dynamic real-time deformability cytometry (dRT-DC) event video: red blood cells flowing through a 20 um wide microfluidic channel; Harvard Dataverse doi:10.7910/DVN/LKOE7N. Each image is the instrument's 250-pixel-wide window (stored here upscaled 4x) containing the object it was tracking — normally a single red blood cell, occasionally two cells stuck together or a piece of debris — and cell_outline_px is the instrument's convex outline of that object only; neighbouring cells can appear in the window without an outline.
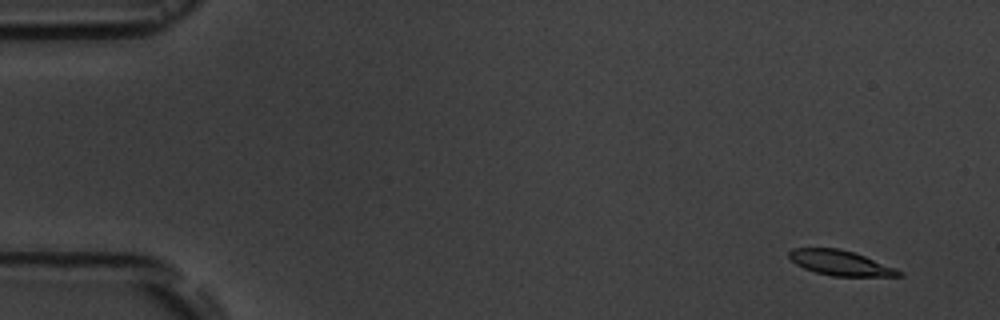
{"species": "common noctule bat (a hibernating species)", "species_latin": "Nyctalus noctula", "temperature_condition": "room temperature", "stored_images_in_passage": 7, "camera_frame_rate_fps": 3000, "um_per_image_px": 0.085, "animal": {"sex": "male", "body_mass_g": 19.5, "forearm_length_mm": 54.6}, "frame": {"image": 1, "passage_image": 1, "time_ms": 0.0, "image_size_px": [1000, 320], "cell_outline_px": [[904, 276], [832, 276], [816, 272], [804, 268], [796, 264], [788, 256], [788, 252], [792, 248], [836, 248], [852, 252], [864, 256], [896, 268], [904, 272]], "centroid_in_image_um": [71.44, 22.35], "position_along_channel_um": 13.6, "area_um2": 15.9}}
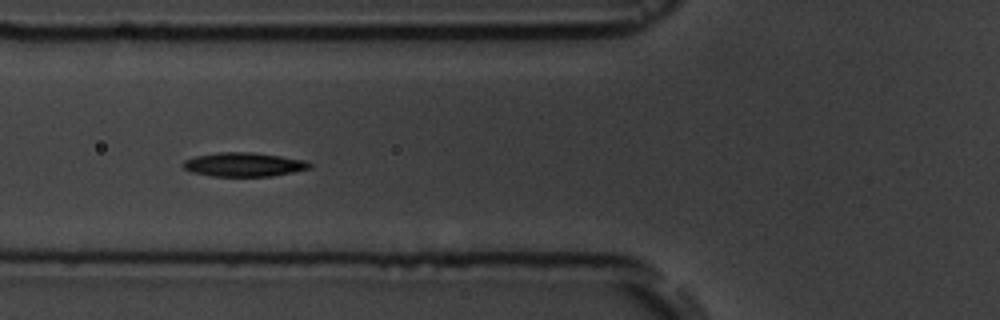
{"frame": {"image": 2, "passage_image": 6, "time_ms": 6.0, "image_size_px": [1000, 320], "cell_outline_px": [[312, 168], [272, 176], [212, 176], [192, 172], [184, 168], [180, 164], [184, 160], [196, 156], [220, 152], [252, 152], [308, 160], [312, 164]], "centroid_in_image_um": [20.74, 13.98], "position_along_channel_um": 105.1, "area_um2": 17.74}}
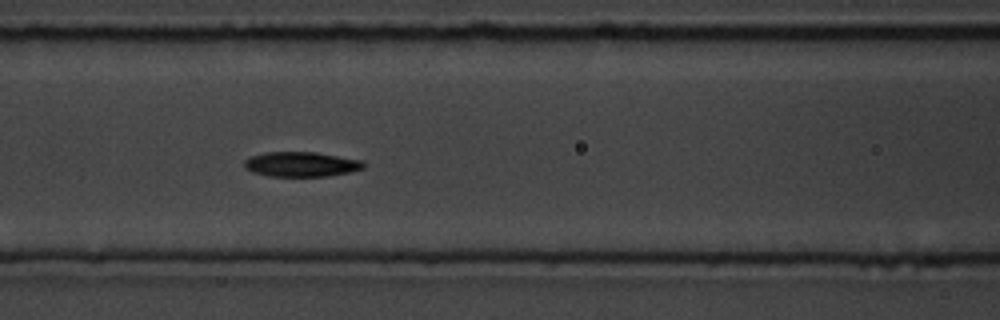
{"frame": {"image": 3, "passage_image": 7, "time_ms": 7.0, "image_size_px": [1000, 320], "cell_outline_px": [[364, 168], [348, 172], [328, 176], [268, 176], [252, 172], [244, 168], [244, 160], [252, 156], [264, 152], [316, 152], [364, 160]], "centroid_in_image_um": [25.59, 13.96], "position_along_channel_um": 141.0, "area_um2": 17.34}}